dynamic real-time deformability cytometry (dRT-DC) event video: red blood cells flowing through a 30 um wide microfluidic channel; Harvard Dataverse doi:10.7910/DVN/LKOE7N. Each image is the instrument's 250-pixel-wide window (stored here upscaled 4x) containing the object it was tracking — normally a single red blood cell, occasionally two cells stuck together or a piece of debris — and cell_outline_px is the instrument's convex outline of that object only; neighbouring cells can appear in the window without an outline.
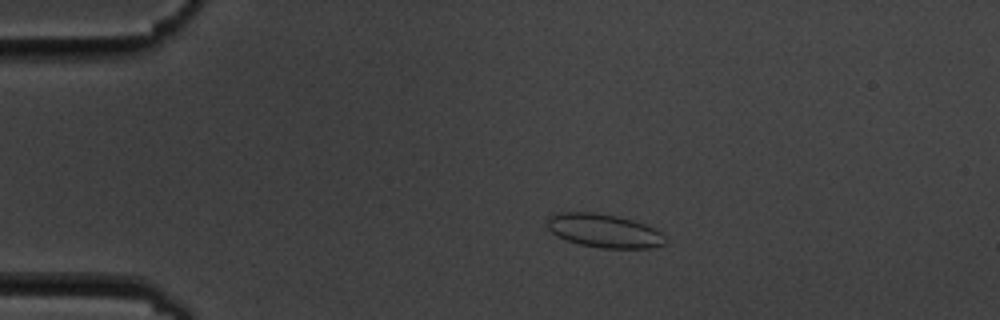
{"species": "common noctule bat (a hibernating species)", "species_latin": "Nyctalus noctula", "temperature_condition": "cold", "stored_images_in_passage": 6, "camera_frame_rate_fps": 3000, "um_per_image_px": 0.085, "animal": {"sex": "male", "body_mass_g": 19.5, "forearm_length_mm": 54.6}, "frame": {"image": 1, "passage_image": 4, "time_ms": 3.667, "image_size_px": [1000, 320], "cell_outline_px": [[668, 240], [664, 244], [648, 248], [600, 248], [580, 244], [556, 236], [548, 228], [548, 216], [560, 212], [592, 212], [616, 216], [632, 220], [644, 224], [660, 232]], "centroid_in_image_um": [51.33, 19.61], "position_along_channel_um": 33.7, "area_um2": 22.89}}